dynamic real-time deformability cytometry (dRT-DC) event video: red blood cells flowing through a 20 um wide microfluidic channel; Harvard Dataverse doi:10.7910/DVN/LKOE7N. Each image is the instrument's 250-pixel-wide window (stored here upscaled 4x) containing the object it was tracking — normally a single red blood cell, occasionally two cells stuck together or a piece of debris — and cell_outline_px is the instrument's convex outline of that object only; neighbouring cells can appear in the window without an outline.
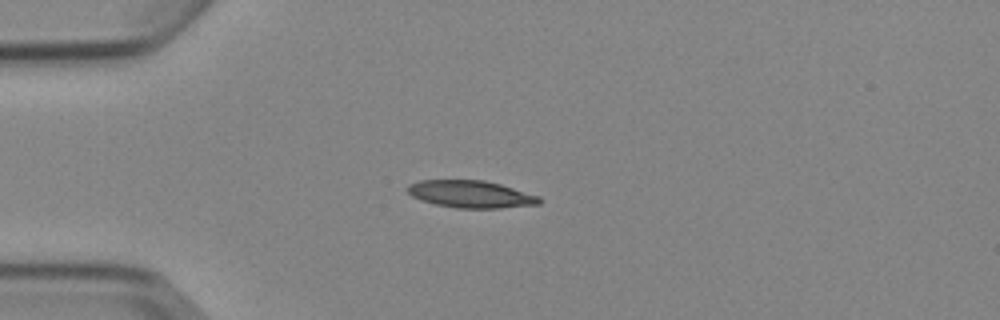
{"species": "Egyptian fruit bat (a non-hibernating species)", "species_latin": "Rousettus aegyptiacus", "temperature_condition": "cold", "stored_images_in_passage": 5, "camera_frame_rate_fps": 3000, "um_per_image_px": 0.085, "animal": {"sex": "female"}, "frame": {"image": 1, "passage_image": 3, "time_ms": 2.333, "image_size_px": [1000, 320], "cell_outline_px": [[544, 200], [540, 204], [500, 208], [456, 208], [436, 204], [420, 200], [412, 196], [404, 188], [408, 184], [420, 180], [484, 180], [500, 184], [540, 196]], "centroid_in_image_um": [40.02, 16.5], "position_along_channel_um": 45.0, "area_um2": 21.1}}
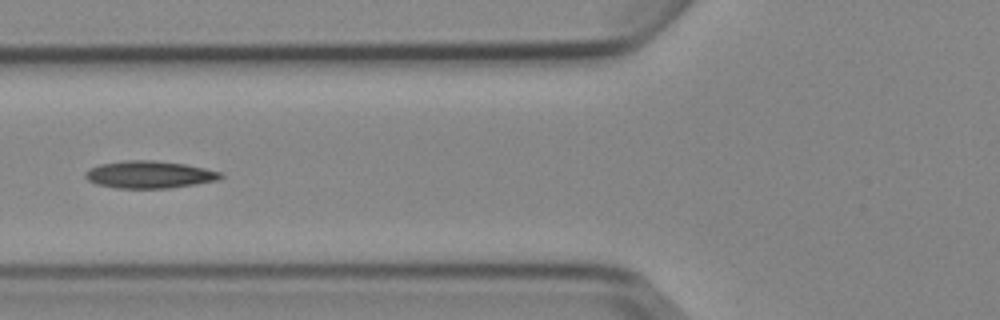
{"frame": {"image": 2, "passage_image": 5, "time_ms": 4.667, "image_size_px": [1000, 320], "cell_outline_px": [[224, 176], [220, 180], [196, 184], [168, 188], [116, 188], [96, 184], [88, 180], [84, 176], [84, 172], [88, 168], [100, 164], [128, 160], [152, 160], [184, 164], [224, 172]], "centroid_in_image_um": [12.71, 14.84], "position_along_channel_um": 113.1, "area_um2": 21.68}}